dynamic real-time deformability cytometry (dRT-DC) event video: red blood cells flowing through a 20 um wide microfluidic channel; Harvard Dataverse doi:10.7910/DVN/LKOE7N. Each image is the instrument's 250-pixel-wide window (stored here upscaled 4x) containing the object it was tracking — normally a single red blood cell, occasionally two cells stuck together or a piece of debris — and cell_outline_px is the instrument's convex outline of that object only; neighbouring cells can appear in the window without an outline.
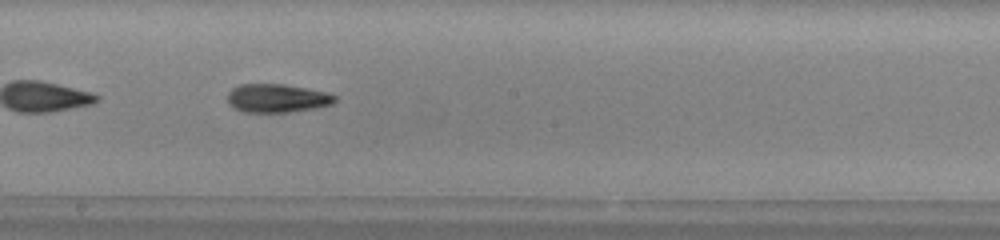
{"species": "common noctule bat (a hibernating species)", "species_latin": "Nyctalus noctula", "temperature_condition": "warm", "stored_images_in_passage": 49, "camera_frame_rate_fps": 3000, "um_per_image_px": 0.085, "animal": {"sex": "male", "body_mass_g": 13.0, "forearm_length_mm": 53.1}, "frame": {"image": 1, "passage_image": 28, "time_ms": 9.0, "image_size_px": [1000, 240], "cell_outline_px": [[336, 100], [332, 104], [316, 108], [288, 112], [244, 112], [232, 108], [228, 104], [228, 92], [232, 88], [240, 84], [284, 84], [324, 92], [336, 96]], "centroid_in_image_um": [23.5, 8.35], "position_along_channel_um": 224.7, "area_um2": 17.8}, "authors_computed_cell_mechanics": {"area_um2": 17.8024, "velocity_mm_per_s": 4.0236, "shape_relaxation_time_tau1_ms": 4.148, "shape_relaxation_time_tau2_ms": 6.3334, "deformation_change_tau1": 0.1626, "deformation_change_tau2": 0.1777}}